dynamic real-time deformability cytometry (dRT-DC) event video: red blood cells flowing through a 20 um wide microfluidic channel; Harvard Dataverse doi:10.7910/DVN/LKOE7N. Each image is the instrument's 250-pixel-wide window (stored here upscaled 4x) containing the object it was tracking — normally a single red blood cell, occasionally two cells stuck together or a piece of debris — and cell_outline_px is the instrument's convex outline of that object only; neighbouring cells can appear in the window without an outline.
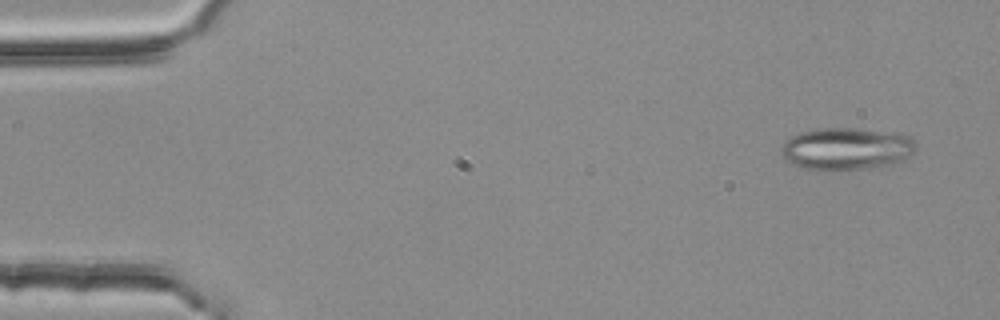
{"species": "common noctule bat (a hibernating species)", "species_latin": "Nyctalus noctula", "temperature_condition": "room temperature", "stored_images_in_passage": 5, "camera_frame_rate_fps": 3000, "um_per_image_px": 0.085, "animal": {"sex": "female", "body_mass_g": 25.1}, "frame": {"image": 1, "passage_image": 1, "time_ms": 0.0, "image_size_px": [1000, 320], "cell_outline_px": [[916, 148], [904, 160], [892, 164], [864, 168], [828, 172], [804, 168], [788, 160], [784, 156], [784, 140], [800, 132], [824, 128], [860, 128], [908, 136], [916, 144]], "centroid_in_image_um": [71.95, 12.66], "position_along_channel_um": 13.0, "area_um2": 32.77}}